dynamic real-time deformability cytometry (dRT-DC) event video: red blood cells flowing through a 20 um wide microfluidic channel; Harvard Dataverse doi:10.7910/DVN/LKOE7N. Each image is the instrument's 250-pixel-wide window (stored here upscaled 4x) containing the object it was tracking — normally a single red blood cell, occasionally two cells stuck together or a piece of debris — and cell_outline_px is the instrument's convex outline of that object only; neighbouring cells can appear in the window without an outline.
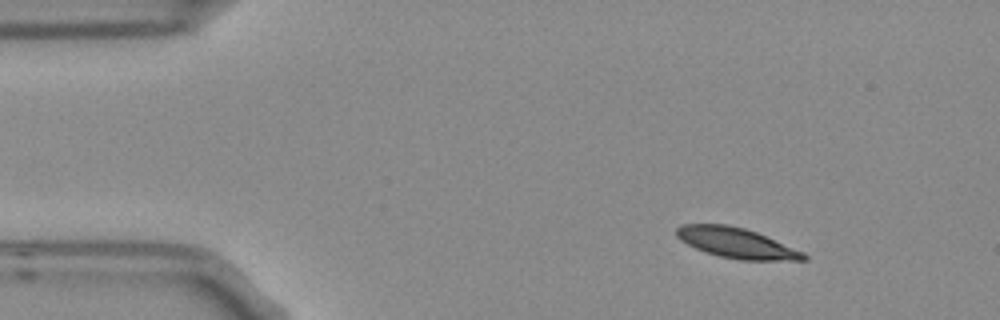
{"species": "Egyptian fruit bat (a non-hibernating species)", "species_latin": "Rousettus aegyptiacus", "temperature_condition": "room temperature", "stored_images_in_passage": 3, "camera_frame_rate_fps": 3000, "um_per_image_px": 0.085, "frame": {"image": 1, "passage_image": 1, "time_ms": 0.0, "image_size_px": [1000, 320], "cell_outline_px": [[808, 260], [740, 260], [720, 256], [704, 252], [680, 240], [676, 236], [676, 228], [684, 224], [728, 224], [744, 228], [756, 232], [804, 252], [808, 256]], "centroid_in_image_um": [62.59, 20.65], "position_along_channel_um": 22.4, "area_um2": 22.31}}